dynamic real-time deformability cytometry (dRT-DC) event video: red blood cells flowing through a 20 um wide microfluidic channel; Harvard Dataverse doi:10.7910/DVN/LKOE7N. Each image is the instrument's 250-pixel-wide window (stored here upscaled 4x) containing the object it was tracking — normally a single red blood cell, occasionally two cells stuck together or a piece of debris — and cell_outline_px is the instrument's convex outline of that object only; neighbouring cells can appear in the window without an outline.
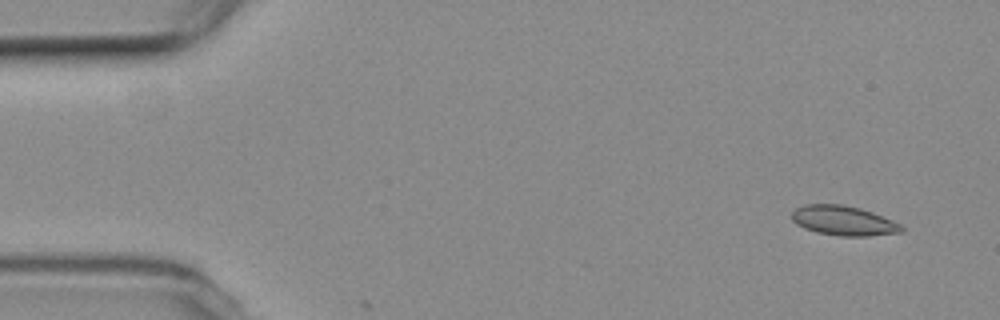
{"species": "common noctule bat (a hibernating species)", "species_latin": "Nyctalus noctula", "temperature_condition": "room temperature", "stored_images_in_passage": 4, "camera_frame_rate_fps": 3000, "um_per_image_px": 0.085, "animal": {"sex": "female", "body_mass_g": 19.3, "forearm_length_mm": 54.1}, "frame": {"image": 1, "passage_image": 1, "time_ms": 0.0, "image_size_px": [1000, 320], "cell_outline_px": [[904, 232], [868, 236], [840, 236], [816, 232], [804, 228], [796, 224], [792, 220], [792, 212], [796, 208], [804, 204], [840, 204], [860, 208], [872, 212], [892, 220], [900, 224], [904, 228]], "centroid_in_image_um": [71.69, 18.76], "position_along_channel_um": 13.3, "area_um2": 19.02}}
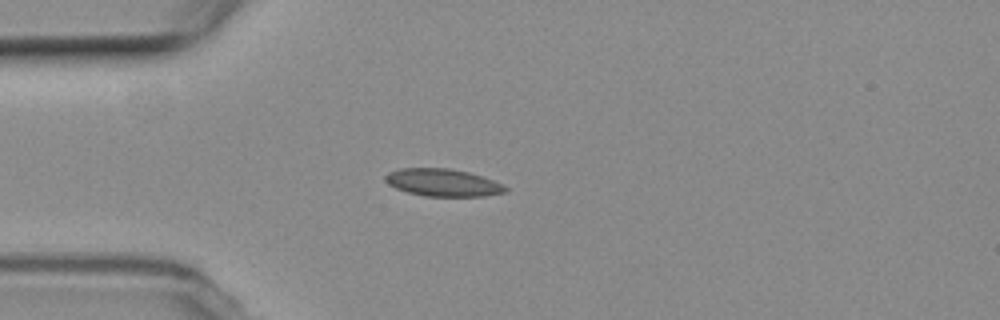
{"frame": {"image": 2, "passage_image": 4, "time_ms": 3.667, "image_size_px": [1000, 320], "cell_outline_px": [[508, 192], [484, 196], [424, 196], [408, 192], [396, 188], [388, 184], [384, 180], [384, 176], [388, 172], [400, 168], [452, 168], [468, 172], [504, 184], [508, 188]], "centroid_in_image_um": [37.64, 15.52], "position_along_channel_um": 47.4, "area_um2": 19.31}}